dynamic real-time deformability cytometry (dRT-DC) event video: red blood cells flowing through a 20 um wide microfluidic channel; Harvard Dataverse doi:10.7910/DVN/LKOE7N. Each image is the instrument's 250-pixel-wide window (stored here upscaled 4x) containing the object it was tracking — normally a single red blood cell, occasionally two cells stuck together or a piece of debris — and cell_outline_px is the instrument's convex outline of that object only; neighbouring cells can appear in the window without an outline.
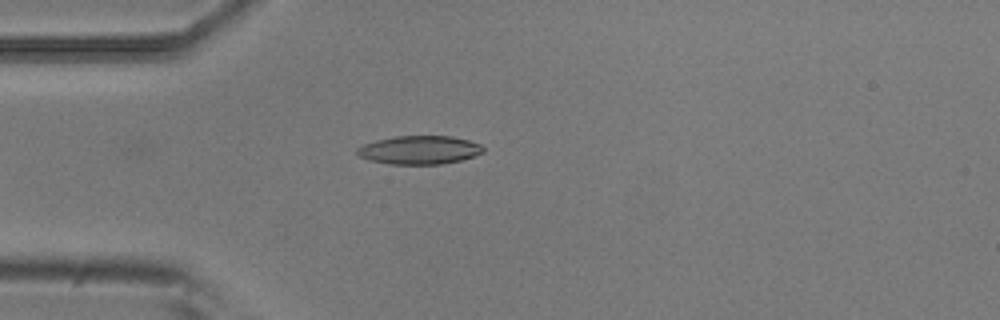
{"species": "common noctule bat (a hibernating species)", "species_latin": "Nyctalus noctula", "temperature_condition": "room temperature", "stored_images_in_passage": 4, "camera_frame_rate_fps": 3000, "um_per_image_px": 0.085, "animal": {"sex": "male", "body_mass_g": 20.5, "forearm_length_mm": 52.5}, "frame": {"image": 1, "passage_image": 3, "time_ms": 0.667, "image_size_px": [1000, 320], "cell_outline_px": [[484, 152], [460, 160], [440, 164], [388, 164], [368, 160], [360, 156], [356, 152], [356, 148], [364, 144], [376, 140], [396, 136], [452, 136], [468, 140], [480, 144], [484, 148]], "centroid_in_image_um": [35.63, 12.74], "position_along_channel_um": 49.4, "area_um2": 20.87}}